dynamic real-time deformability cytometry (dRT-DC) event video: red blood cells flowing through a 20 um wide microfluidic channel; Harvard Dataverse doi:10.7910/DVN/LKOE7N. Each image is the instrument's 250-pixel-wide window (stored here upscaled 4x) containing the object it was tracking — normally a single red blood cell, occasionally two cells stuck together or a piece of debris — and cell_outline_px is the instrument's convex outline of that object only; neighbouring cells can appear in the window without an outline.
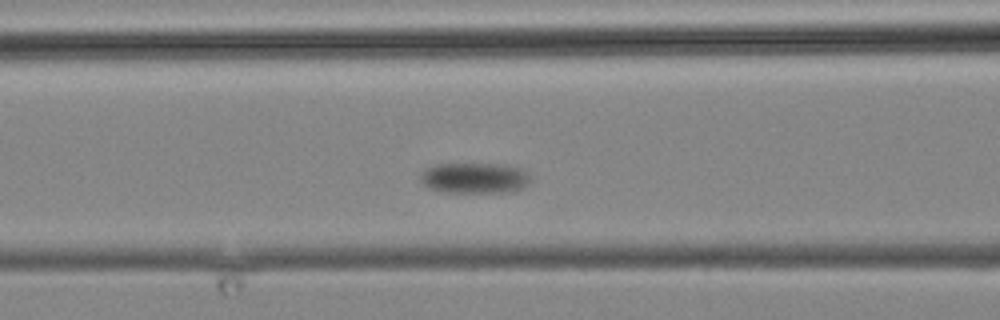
{"species": "common noctule bat (a hibernating species)", "species_latin": "Nyctalus noctula", "temperature_condition": "cold", "stored_images_in_passage": 6, "camera_frame_rate_fps": 3000, "um_per_image_px": 0.085, "animal": {"sex": "male", "body_mass_g": 19.2, "forearm_length_mm": 51.8}, "frame": {"image": 1, "passage_image": 4, "time_ms": 3.333, "image_size_px": [1000, 320], "cell_outline_px": [[528, 180], [520, 188], [512, 192], [444, 192], [432, 188], [424, 184], [420, 180], [420, 172], [436, 164], [500, 164], [520, 168], [528, 176]], "centroid_in_image_um": [40.28, 15.13], "position_along_channel_um": 126.3, "area_um2": 19.25}}
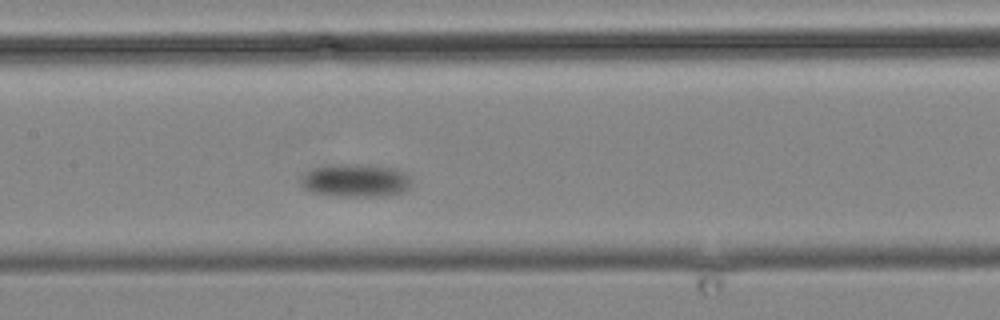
{"frame": {"image": 2, "passage_image": 6, "time_ms": 5.667, "image_size_px": [1000, 320], "cell_outline_px": [[408, 188], [400, 192], [384, 196], [328, 196], [312, 192], [304, 188], [300, 184], [300, 180], [312, 168], [336, 164], [356, 164], [392, 168], [408, 172]], "centroid_in_image_um": [30.18, 15.35], "position_along_channel_um": 177.2, "area_um2": 21.1}}